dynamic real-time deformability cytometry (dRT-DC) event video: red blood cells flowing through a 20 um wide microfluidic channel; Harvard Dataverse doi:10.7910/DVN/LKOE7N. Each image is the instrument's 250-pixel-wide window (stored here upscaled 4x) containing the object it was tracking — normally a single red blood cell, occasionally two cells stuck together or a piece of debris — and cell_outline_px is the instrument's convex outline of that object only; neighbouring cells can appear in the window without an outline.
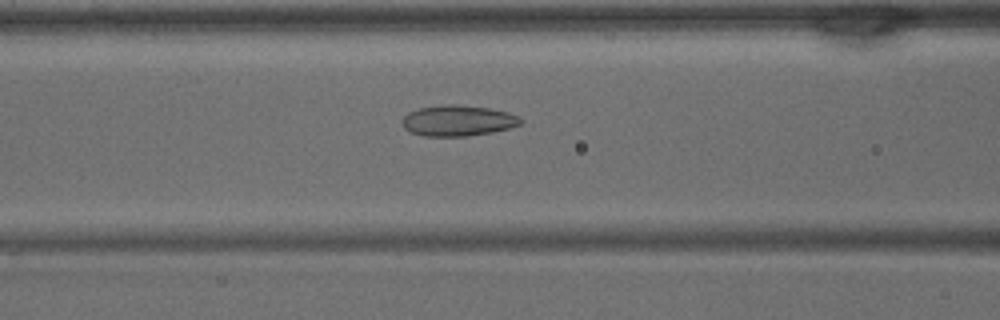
{"species": "common noctule bat (a hibernating species)", "species_latin": "Nyctalus noctula", "temperature_condition": "warm", "stored_images_in_passage": 18, "camera_frame_rate_fps": 3000, "um_per_image_px": 0.085, "animal": {"sex": "male", "body_mass_g": 15.6}, "frame": {"image": 1, "passage_image": 16, "time_ms": 5.0, "image_size_px": [1000, 320], "cell_outline_px": [[524, 120], [520, 124], [512, 128], [492, 132], [468, 136], [424, 136], [412, 132], [404, 128], [404, 116], [408, 112], [420, 108], [444, 104], [448, 104], [488, 108], [508, 112]], "centroid_in_image_um": [38.95, 10.26], "position_along_channel_um": 127.6, "area_um2": 21.04}}
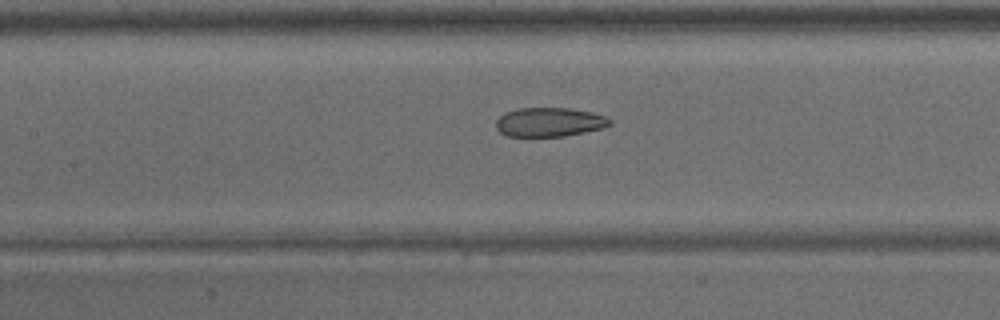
{"frame": {"image": 2, "passage_image": 18, "time_ms": 5.667, "image_size_px": [1000, 320], "cell_outline_px": [[612, 124], [604, 128], [564, 136], [508, 136], [500, 132], [496, 128], [496, 120], [504, 112], [516, 108], [568, 108], [592, 112], [604, 116], [612, 120]], "centroid_in_image_um": [46.7, 10.37], "position_along_channel_um": 160.7, "area_um2": 19.36}}